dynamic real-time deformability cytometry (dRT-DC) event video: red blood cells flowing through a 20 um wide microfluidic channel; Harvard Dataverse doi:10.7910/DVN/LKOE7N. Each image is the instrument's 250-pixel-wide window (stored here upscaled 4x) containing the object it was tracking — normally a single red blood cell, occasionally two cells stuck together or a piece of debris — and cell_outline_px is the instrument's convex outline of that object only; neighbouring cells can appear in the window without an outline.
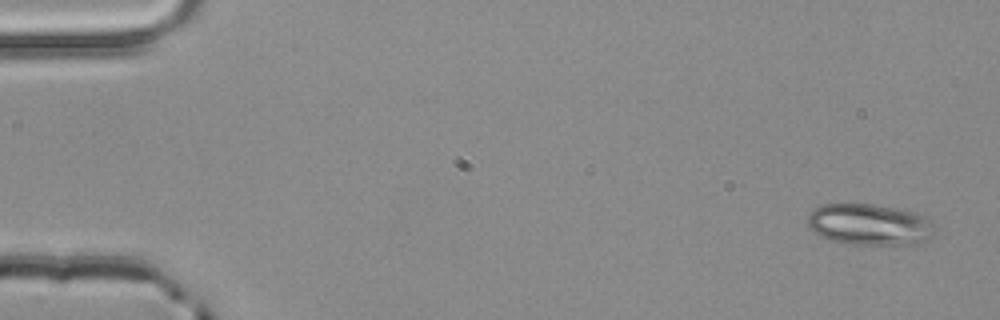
{"species": "common noctule bat (a hibernating species)", "species_latin": "Nyctalus noctula", "temperature_condition": "room temperature", "stored_images_in_passage": 4, "camera_frame_rate_fps": 3000, "um_per_image_px": 0.085, "animal": {"sex": "male", "body_mass_g": 20.4}, "frame": {"image": 1, "passage_image": 1, "time_ms": 0.0, "image_size_px": [1000, 320], "cell_outline_px": [[932, 236], [928, 240], [916, 244], [852, 244], [832, 240], [816, 236], [808, 228], [808, 212], [824, 204], [872, 204], [904, 208], [916, 212], [932, 220]], "centroid_in_image_um": [73.9, 19.07], "position_along_channel_um": 11.1, "area_um2": 30.98}}